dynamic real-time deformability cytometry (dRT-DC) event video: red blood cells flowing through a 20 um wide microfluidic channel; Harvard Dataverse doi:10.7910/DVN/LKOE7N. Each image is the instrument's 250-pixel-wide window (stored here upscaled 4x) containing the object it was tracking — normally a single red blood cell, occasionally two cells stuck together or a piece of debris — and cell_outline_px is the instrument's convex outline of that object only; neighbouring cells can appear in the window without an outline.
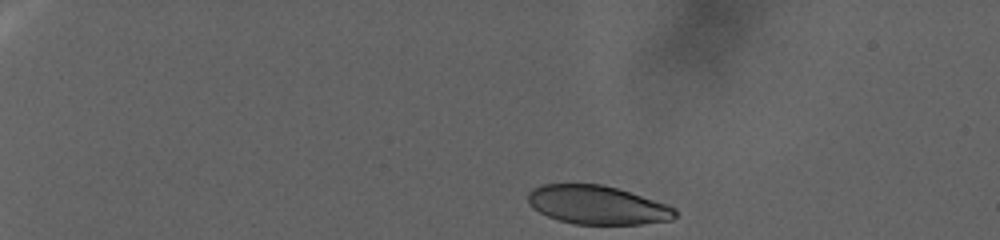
{"species": "human", "species_latin": "Homo sapiens", "temperature_condition": "warm", "stored_images_in_passage": 67, "camera_frame_rate_fps": 3000, "um_per_image_px": 0.085, "donor": {"sex": "female"}, "frame": {"image": 1, "passage_image": 1, "time_ms": 0.0, "image_size_px": [1000, 240], "cell_outline_px": [[676, 216], [672, 220], [640, 224], [572, 224], [548, 216], [532, 208], [528, 200], [528, 192], [532, 188], [540, 184], [600, 184], [616, 188], [668, 204], [676, 208]], "centroid_in_image_um": [50.77, 17.42], "position_along_channel_um": 34.2, "area_um2": 33.18}}
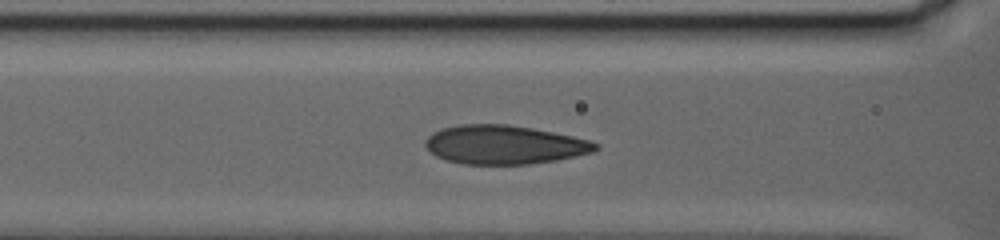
{"frame": {"image": 2, "passage_image": 39, "time_ms": 12.667, "image_size_px": [1000, 240], "cell_outline_px": [[600, 148], [592, 152], [556, 160], [528, 164], [464, 164], [444, 160], [436, 156], [424, 144], [424, 140], [432, 132], [444, 128], [460, 124], [508, 124], [532, 128], [572, 136], [588, 140], [600, 144]], "centroid_in_image_um": [42.84, 12.3], "position_along_channel_um": 123.8, "area_um2": 38.44}}
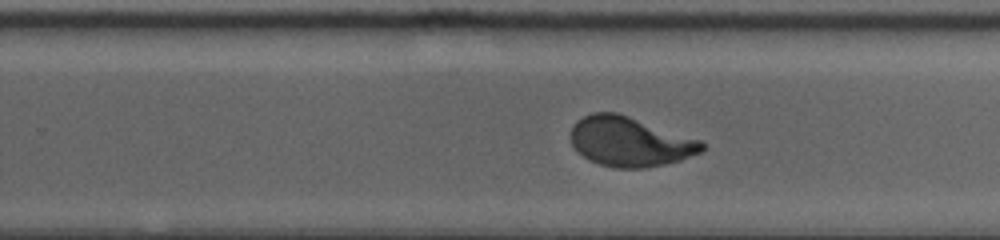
{"frame": {"image": 3, "passage_image": 67, "time_ms": 22.0, "image_size_px": [1000, 240], "cell_outline_px": [[704, 148], [700, 152], [680, 160], [664, 164], [644, 168], [616, 168], [600, 164], [588, 160], [572, 144], [568, 136], [572, 124], [576, 120], [592, 112], [616, 112], [700, 140], [704, 144]], "centroid_in_image_um": [53.48, 12.03], "position_along_channel_um": 276.3, "area_um2": 37.74}}